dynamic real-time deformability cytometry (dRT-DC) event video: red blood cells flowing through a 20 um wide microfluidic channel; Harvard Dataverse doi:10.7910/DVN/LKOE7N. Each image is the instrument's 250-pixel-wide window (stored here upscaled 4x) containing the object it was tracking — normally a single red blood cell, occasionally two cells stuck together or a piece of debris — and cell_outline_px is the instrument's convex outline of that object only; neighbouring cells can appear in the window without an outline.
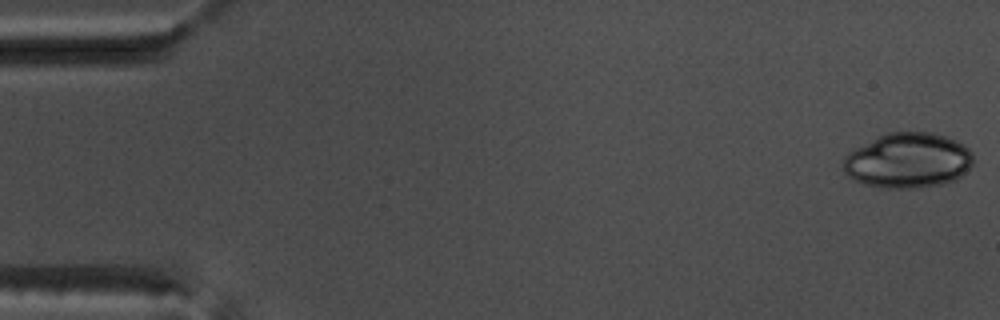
{"species": "common noctule bat (a hibernating species)", "species_latin": "Nyctalus noctula", "temperature_condition": "warm", "stored_images_in_passage": 53, "camera_frame_rate_fps": 3000, "um_per_image_px": 0.085, "animal": {"sex": "male", "body_mass_g": 17.5, "forearm_length_mm": 52.3}, "frame": {"image": 1, "passage_image": 1, "time_ms": 0.0, "image_size_px": [1000, 320], "cell_outline_px": [[972, 164], [956, 180], [944, 184], [916, 188], [880, 188], [864, 184], [848, 176], [844, 172], [844, 156], [848, 152], [888, 132], [936, 132], [956, 140], [964, 144], [972, 152]], "centroid_in_image_um": [77.2, 13.65], "position_along_channel_um": 7.8, "area_um2": 41.85}}
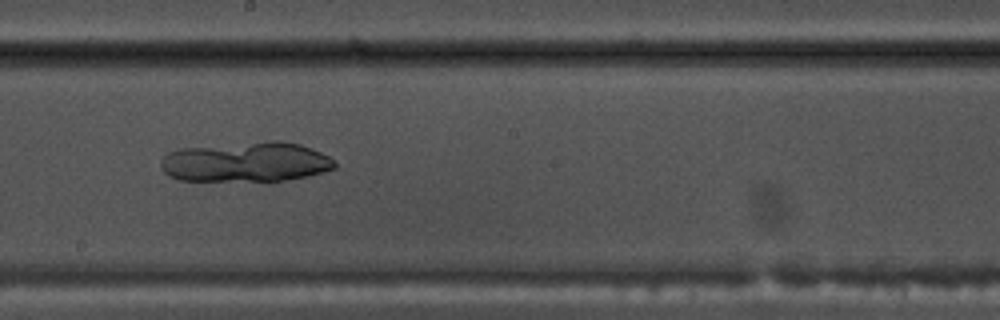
{"frame": {"image": 2, "passage_image": 30, "time_ms": 9.667, "image_size_px": [1000, 320], "cell_outline_px": [[336, 168], [308, 176], [284, 180], [180, 180], [168, 176], [160, 168], [160, 160], [168, 152], [180, 148], [268, 140], [280, 140], [300, 144], [320, 152], [328, 156], [336, 164]], "centroid_in_image_um": [20.88, 13.75], "position_along_channel_um": 227.3, "area_um2": 40.52}}